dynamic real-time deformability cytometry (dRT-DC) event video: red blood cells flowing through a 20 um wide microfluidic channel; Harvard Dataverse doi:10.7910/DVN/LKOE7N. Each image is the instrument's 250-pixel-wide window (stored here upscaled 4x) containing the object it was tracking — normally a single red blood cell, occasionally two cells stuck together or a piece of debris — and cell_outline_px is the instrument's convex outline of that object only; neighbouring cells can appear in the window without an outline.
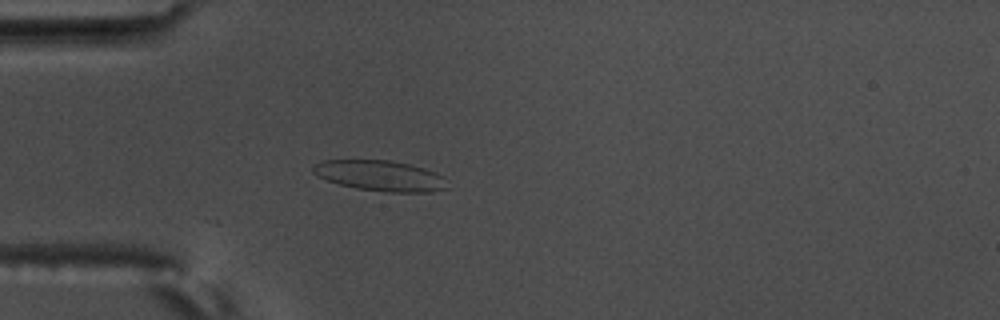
{"species": "common noctule bat (a hibernating species)", "species_latin": "Nyctalus noctula", "temperature_condition": "warm", "stored_images_in_passage": 5, "camera_frame_rate_fps": 3000, "um_per_image_px": 0.085, "animal": {"sex": "male", "body_mass_g": 17.5, "forearm_length_mm": 52.3}, "frame": {"image": 1, "passage_image": 4, "time_ms": 1.0, "image_size_px": [1000, 320], "cell_outline_px": [[448, 188], [432, 192], [388, 192], [356, 188], [340, 184], [316, 176], [312, 172], [312, 168], [316, 164], [324, 160], [388, 160], [408, 164], [424, 168], [436, 172], [444, 176]], "centroid_in_image_um": [32.34, 14.94], "position_along_channel_um": 52.7, "area_um2": 23.87}}